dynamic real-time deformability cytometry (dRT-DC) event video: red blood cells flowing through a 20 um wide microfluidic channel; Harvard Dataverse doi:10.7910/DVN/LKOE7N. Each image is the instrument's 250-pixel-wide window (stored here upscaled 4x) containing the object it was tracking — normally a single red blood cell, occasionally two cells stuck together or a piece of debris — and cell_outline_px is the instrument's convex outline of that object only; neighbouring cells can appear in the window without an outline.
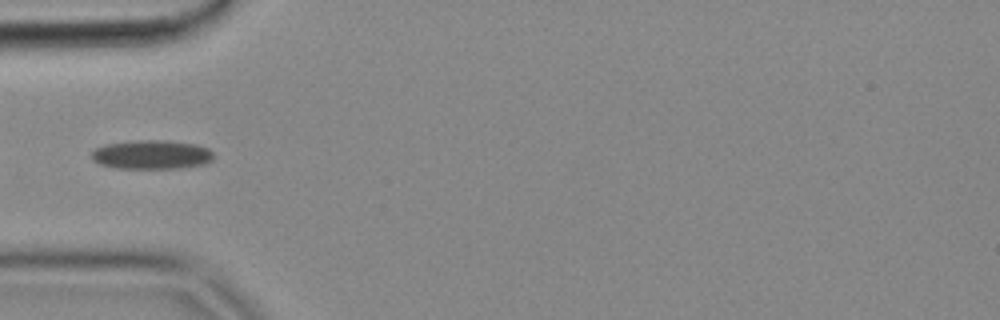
{"species": "common noctule bat (a hibernating species)", "species_latin": "Nyctalus noctula", "temperature_condition": "cold", "stored_images_in_passage": 7, "segment_of_instrument_passage": [1, 2], "camera_frame_rate_fps": 3000, "um_per_image_px": 0.085, "animal": {"sex": "female", "body_mass_g": 18.4}, "frame": {"image": 1, "passage_image": 4, "time_ms": 1.0, "image_size_px": [1000, 320], "cell_outline_px": [[212, 160], [204, 164], [180, 168], [116, 168], [100, 164], [92, 160], [92, 152], [96, 148], [104, 144], [136, 140], [160, 140], [196, 144], [208, 148], [212, 152]], "centroid_in_image_um": [12.87, 13.14], "position_along_channel_um": 72.1, "area_um2": 20.58}}